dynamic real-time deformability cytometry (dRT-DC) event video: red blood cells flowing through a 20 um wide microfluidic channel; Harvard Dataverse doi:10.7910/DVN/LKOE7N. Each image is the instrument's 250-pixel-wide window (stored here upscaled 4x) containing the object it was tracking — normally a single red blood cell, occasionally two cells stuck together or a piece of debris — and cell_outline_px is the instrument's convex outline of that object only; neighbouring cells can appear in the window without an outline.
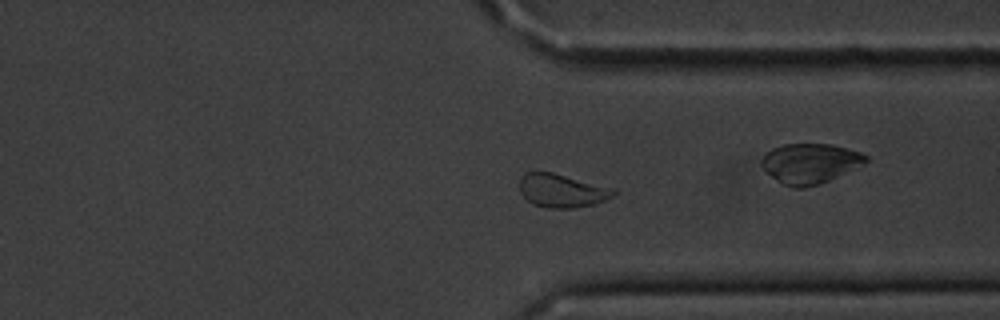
{"species": "common noctule bat (a hibernating species)", "species_latin": "Nyctalus noctula", "temperature_condition": "cold", "stored_images_in_passage": 57, "camera_frame_rate_fps": 3000, "um_per_image_px": 0.085, "animal": {"sex": "male", "body_mass_g": 20.1, "forearm_length_mm": 53.5}, "frame": {"image": 1, "passage_image": 43, "time_ms": 14.0, "image_size_px": [1000, 320], "cell_outline_px": [[616, 192], [612, 196], [604, 200], [592, 204], [572, 208], [548, 208], [532, 204], [520, 192], [520, 176], [524, 172], [552, 172], [616, 188]], "centroid_in_image_um": [47.75, 16.19], "position_along_channel_um": 363.7, "area_um2": 18.32}}
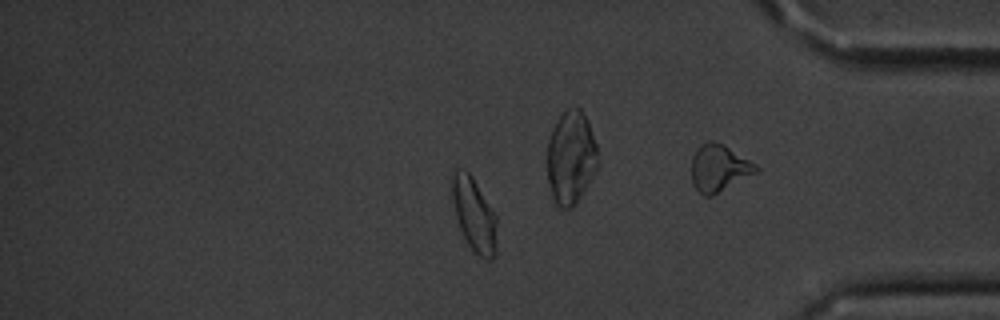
{"frame": {"image": 2, "passage_image": 48, "time_ms": 15.667, "image_size_px": [1000, 320], "cell_outline_px": [[496, 256], [492, 260], [488, 260], [480, 256], [468, 244], [456, 220], [452, 200], [452, 176], [456, 168], [464, 168], [472, 176], [496, 216]], "centroid_in_image_um": [40.29, 18.24], "position_along_channel_um": 394.9, "area_um2": 19.13}, "authors_computed_cell_mechanics": {"area_um2": 18.9006, "velocity_mm_per_s": 3.5798, "shape_relaxation_time_tau1_ms": 3.7589, "shape_relaxation_time_tau2_ms": 1.411, "deformation_change_tau1": 0.1173, "deformation_change_tau2": 0.0738}}